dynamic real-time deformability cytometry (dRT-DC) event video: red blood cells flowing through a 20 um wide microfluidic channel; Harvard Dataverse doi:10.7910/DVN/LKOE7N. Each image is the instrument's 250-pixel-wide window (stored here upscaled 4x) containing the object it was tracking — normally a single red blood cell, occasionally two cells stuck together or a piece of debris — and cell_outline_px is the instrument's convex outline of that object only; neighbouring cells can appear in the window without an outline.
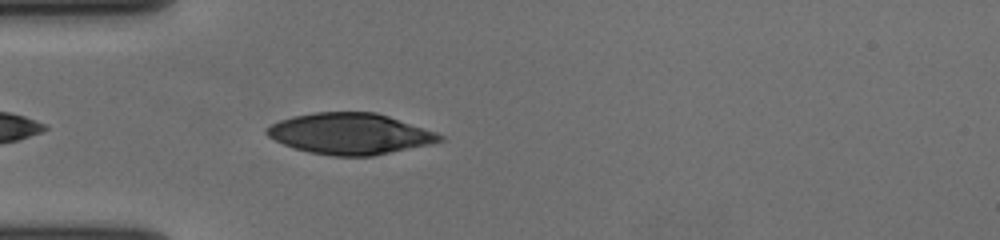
{"species": "human", "species_latin": "Homo sapiens", "temperature_condition": "cold", "stored_images_in_passage": 27, "camera_frame_rate_fps": 3000, "um_per_image_px": 0.085, "donor": {"sex": "female"}, "frame": {"image": 1, "passage_image": 3, "time_ms": 0.667, "image_size_px": [1000, 240], "cell_outline_px": [[444, 140], [432, 144], [372, 156], [332, 156], [308, 152], [284, 144], [268, 136], [264, 132], [264, 128], [280, 120], [292, 116], [316, 112], [376, 112], [436, 132], [444, 136]], "centroid_in_image_um": [29.75, 11.37], "position_along_channel_um": 55.2, "area_um2": 41.33}}
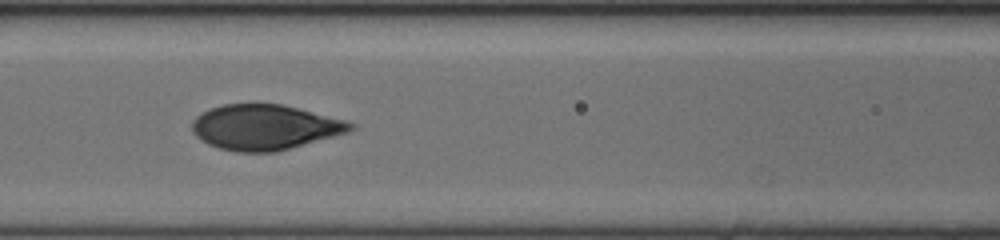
{"frame": {"image": 2, "passage_image": 11, "time_ms": 3.333, "image_size_px": [1000, 240], "cell_outline_px": [[356, 128], [348, 132], [276, 152], [236, 152], [220, 148], [208, 144], [200, 140], [192, 132], [192, 120], [196, 116], [212, 108], [224, 104], [280, 104], [344, 120], [356, 124]], "centroid_in_image_um": [22.48, 10.82], "position_along_channel_um": 144.1, "area_um2": 41.38}}
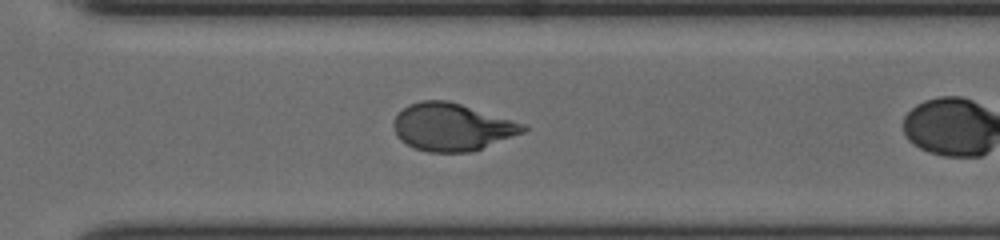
{"frame": {"image": 3, "passage_image": 23, "time_ms": 7.333, "image_size_px": [1000, 240], "cell_outline_px": [[528, 128], [524, 132], [472, 152], [428, 152], [416, 148], [400, 140], [396, 136], [392, 128], [392, 120], [408, 104], [420, 100], [448, 100], [528, 124]], "centroid_in_image_um": [38.42, 10.79], "position_along_channel_um": 332.2, "area_um2": 36.13}}